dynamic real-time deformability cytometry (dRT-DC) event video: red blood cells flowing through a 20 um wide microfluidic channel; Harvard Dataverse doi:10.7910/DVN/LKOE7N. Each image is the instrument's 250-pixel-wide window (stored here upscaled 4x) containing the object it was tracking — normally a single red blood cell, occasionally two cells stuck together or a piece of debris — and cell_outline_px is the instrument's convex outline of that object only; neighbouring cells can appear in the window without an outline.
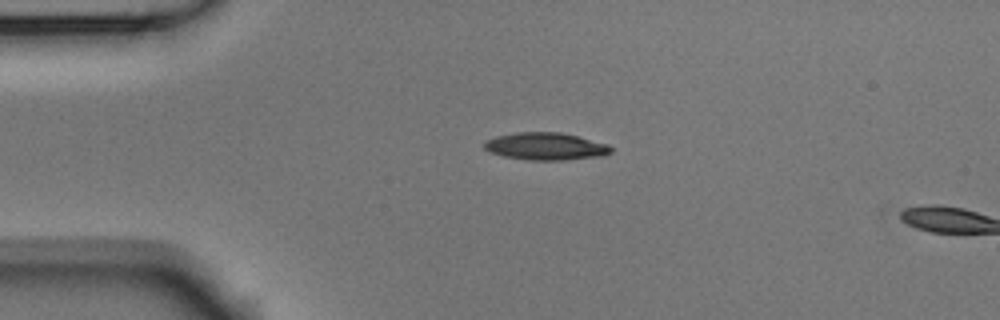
{"species": "Egyptian fruit bat (a non-hibernating species)", "species_latin": "Rousettus aegyptiacus", "temperature_condition": "room temperature", "stored_images_in_passage": 3, "camera_frame_rate_fps": 3000, "um_per_image_px": 0.085, "animal": {"sex": "male"}, "frame": {"image": 1, "passage_image": 2, "time_ms": 0.333, "image_size_px": [1000, 320], "cell_outline_px": [[612, 152], [604, 156], [564, 160], [528, 160], [504, 156], [492, 152], [484, 148], [484, 140], [496, 136], [516, 132], [560, 132], [608, 144], [612, 148]], "centroid_in_image_um": [46.39, 12.44], "position_along_channel_um": 38.6, "area_um2": 20.23}}